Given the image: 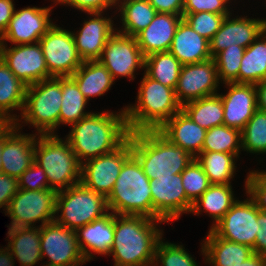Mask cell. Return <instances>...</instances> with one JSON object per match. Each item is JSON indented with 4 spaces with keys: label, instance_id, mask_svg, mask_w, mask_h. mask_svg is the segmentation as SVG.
<instances>
[{
    "label": "cell",
    "instance_id": "48",
    "mask_svg": "<svg viewBox=\"0 0 266 266\" xmlns=\"http://www.w3.org/2000/svg\"><path fill=\"white\" fill-rule=\"evenodd\" d=\"M18 191V179L4 173H0V209L6 212L11 198Z\"/></svg>",
    "mask_w": 266,
    "mask_h": 266
},
{
    "label": "cell",
    "instance_id": "39",
    "mask_svg": "<svg viewBox=\"0 0 266 266\" xmlns=\"http://www.w3.org/2000/svg\"><path fill=\"white\" fill-rule=\"evenodd\" d=\"M202 152L230 153L241 159V131L226 125L215 126L206 130Z\"/></svg>",
    "mask_w": 266,
    "mask_h": 266
},
{
    "label": "cell",
    "instance_id": "4",
    "mask_svg": "<svg viewBox=\"0 0 266 266\" xmlns=\"http://www.w3.org/2000/svg\"><path fill=\"white\" fill-rule=\"evenodd\" d=\"M132 154L149 179L172 177L181 173L195 158L172 144L158 130L131 133Z\"/></svg>",
    "mask_w": 266,
    "mask_h": 266
},
{
    "label": "cell",
    "instance_id": "40",
    "mask_svg": "<svg viewBox=\"0 0 266 266\" xmlns=\"http://www.w3.org/2000/svg\"><path fill=\"white\" fill-rule=\"evenodd\" d=\"M164 238L157 243L153 266H201L184 244L166 241Z\"/></svg>",
    "mask_w": 266,
    "mask_h": 266
},
{
    "label": "cell",
    "instance_id": "3",
    "mask_svg": "<svg viewBox=\"0 0 266 266\" xmlns=\"http://www.w3.org/2000/svg\"><path fill=\"white\" fill-rule=\"evenodd\" d=\"M134 104H125V115L130 133L159 130L182 110L175 90L162 85L142 73Z\"/></svg>",
    "mask_w": 266,
    "mask_h": 266
},
{
    "label": "cell",
    "instance_id": "5",
    "mask_svg": "<svg viewBox=\"0 0 266 266\" xmlns=\"http://www.w3.org/2000/svg\"><path fill=\"white\" fill-rule=\"evenodd\" d=\"M62 103V77H51L27 86L24 107L14 125L35 134H57Z\"/></svg>",
    "mask_w": 266,
    "mask_h": 266
},
{
    "label": "cell",
    "instance_id": "28",
    "mask_svg": "<svg viewBox=\"0 0 266 266\" xmlns=\"http://www.w3.org/2000/svg\"><path fill=\"white\" fill-rule=\"evenodd\" d=\"M7 228L5 246L10 250L14 260L20 264L19 266H38L37 264L43 266L40 227Z\"/></svg>",
    "mask_w": 266,
    "mask_h": 266
},
{
    "label": "cell",
    "instance_id": "17",
    "mask_svg": "<svg viewBox=\"0 0 266 266\" xmlns=\"http://www.w3.org/2000/svg\"><path fill=\"white\" fill-rule=\"evenodd\" d=\"M154 219L162 220L168 226L184 214L189 215L193 203L187 198L181 173L172 177L150 179Z\"/></svg>",
    "mask_w": 266,
    "mask_h": 266
},
{
    "label": "cell",
    "instance_id": "50",
    "mask_svg": "<svg viewBox=\"0 0 266 266\" xmlns=\"http://www.w3.org/2000/svg\"><path fill=\"white\" fill-rule=\"evenodd\" d=\"M157 13L183 16L184 0H149Z\"/></svg>",
    "mask_w": 266,
    "mask_h": 266
},
{
    "label": "cell",
    "instance_id": "1",
    "mask_svg": "<svg viewBox=\"0 0 266 266\" xmlns=\"http://www.w3.org/2000/svg\"><path fill=\"white\" fill-rule=\"evenodd\" d=\"M70 129L64 137L81 164L117 150L130 135L124 108L93 111Z\"/></svg>",
    "mask_w": 266,
    "mask_h": 266
},
{
    "label": "cell",
    "instance_id": "42",
    "mask_svg": "<svg viewBox=\"0 0 266 266\" xmlns=\"http://www.w3.org/2000/svg\"><path fill=\"white\" fill-rule=\"evenodd\" d=\"M182 184L187 198L194 203L211 185L202 166L194 159L182 172Z\"/></svg>",
    "mask_w": 266,
    "mask_h": 266
},
{
    "label": "cell",
    "instance_id": "12",
    "mask_svg": "<svg viewBox=\"0 0 266 266\" xmlns=\"http://www.w3.org/2000/svg\"><path fill=\"white\" fill-rule=\"evenodd\" d=\"M40 238L43 266H84L86 264L75 230L54 220L40 227Z\"/></svg>",
    "mask_w": 266,
    "mask_h": 266
},
{
    "label": "cell",
    "instance_id": "29",
    "mask_svg": "<svg viewBox=\"0 0 266 266\" xmlns=\"http://www.w3.org/2000/svg\"><path fill=\"white\" fill-rule=\"evenodd\" d=\"M233 184H211L209 188L193 203L190 214L192 216L207 215L212 222L211 230L225 215V213L239 199Z\"/></svg>",
    "mask_w": 266,
    "mask_h": 266
},
{
    "label": "cell",
    "instance_id": "38",
    "mask_svg": "<svg viewBox=\"0 0 266 266\" xmlns=\"http://www.w3.org/2000/svg\"><path fill=\"white\" fill-rule=\"evenodd\" d=\"M182 64L169 51L145 57L144 73L151 79L175 90Z\"/></svg>",
    "mask_w": 266,
    "mask_h": 266
},
{
    "label": "cell",
    "instance_id": "34",
    "mask_svg": "<svg viewBox=\"0 0 266 266\" xmlns=\"http://www.w3.org/2000/svg\"><path fill=\"white\" fill-rule=\"evenodd\" d=\"M89 102L80 91L76 81L71 76L62 77V103L59 115V129L61 126H71L87 117ZM88 109V111L86 110Z\"/></svg>",
    "mask_w": 266,
    "mask_h": 266
},
{
    "label": "cell",
    "instance_id": "45",
    "mask_svg": "<svg viewBox=\"0 0 266 266\" xmlns=\"http://www.w3.org/2000/svg\"><path fill=\"white\" fill-rule=\"evenodd\" d=\"M239 3L238 0H184L183 14L207 11L228 16L241 5Z\"/></svg>",
    "mask_w": 266,
    "mask_h": 266
},
{
    "label": "cell",
    "instance_id": "16",
    "mask_svg": "<svg viewBox=\"0 0 266 266\" xmlns=\"http://www.w3.org/2000/svg\"><path fill=\"white\" fill-rule=\"evenodd\" d=\"M84 14L86 19L82 18L84 21L81 22L80 27L72 31L75 46L83 62L99 60L107 41L116 32L117 24L114 22L116 13Z\"/></svg>",
    "mask_w": 266,
    "mask_h": 266
},
{
    "label": "cell",
    "instance_id": "18",
    "mask_svg": "<svg viewBox=\"0 0 266 266\" xmlns=\"http://www.w3.org/2000/svg\"><path fill=\"white\" fill-rule=\"evenodd\" d=\"M239 10L241 9L239 8L225 17L220 29L209 41L212 58L229 46L232 48L237 45L246 49L266 30L263 18L257 17L254 13L250 17L249 15L251 14L247 13V11H245L244 15V10L239 15Z\"/></svg>",
    "mask_w": 266,
    "mask_h": 266
},
{
    "label": "cell",
    "instance_id": "11",
    "mask_svg": "<svg viewBox=\"0 0 266 266\" xmlns=\"http://www.w3.org/2000/svg\"><path fill=\"white\" fill-rule=\"evenodd\" d=\"M99 61L115 81L127 78L129 83L141 74L139 71H144L145 66V56L138 46L136 37L118 31L107 41Z\"/></svg>",
    "mask_w": 266,
    "mask_h": 266
},
{
    "label": "cell",
    "instance_id": "43",
    "mask_svg": "<svg viewBox=\"0 0 266 266\" xmlns=\"http://www.w3.org/2000/svg\"><path fill=\"white\" fill-rule=\"evenodd\" d=\"M225 17V15L207 11L183 14V19L192 27V29L209 41L220 29Z\"/></svg>",
    "mask_w": 266,
    "mask_h": 266
},
{
    "label": "cell",
    "instance_id": "10",
    "mask_svg": "<svg viewBox=\"0 0 266 266\" xmlns=\"http://www.w3.org/2000/svg\"><path fill=\"white\" fill-rule=\"evenodd\" d=\"M62 26L55 22L39 41L52 77L71 76L83 63L75 46L72 29Z\"/></svg>",
    "mask_w": 266,
    "mask_h": 266
},
{
    "label": "cell",
    "instance_id": "47",
    "mask_svg": "<svg viewBox=\"0 0 266 266\" xmlns=\"http://www.w3.org/2000/svg\"><path fill=\"white\" fill-rule=\"evenodd\" d=\"M18 189L34 191L50 189L44 169L34 161L18 178Z\"/></svg>",
    "mask_w": 266,
    "mask_h": 266
},
{
    "label": "cell",
    "instance_id": "46",
    "mask_svg": "<svg viewBox=\"0 0 266 266\" xmlns=\"http://www.w3.org/2000/svg\"><path fill=\"white\" fill-rule=\"evenodd\" d=\"M56 5L81 13L116 12L118 0H55ZM114 10V11H113Z\"/></svg>",
    "mask_w": 266,
    "mask_h": 266
},
{
    "label": "cell",
    "instance_id": "20",
    "mask_svg": "<svg viewBox=\"0 0 266 266\" xmlns=\"http://www.w3.org/2000/svg\"><path fill=\"white\" fill-rule=\"evenodd\" d=\"M221 83L213 58L194 64L182 65L175 88L178 102L184 104L218 94Z\"/></svg>",
    "mask_w": 266,
    "mask_h": 266
},
{
    "label": "cell",
    "instance_id": "44",
    "mask_svg": "<svg viewBox=\"0 0 266 266\" xmlns=\"http://www.w3.org/2000/svg\"><path fill=\"white\" fill-rule=\"evenodd\" d=\"M257 168L247 170L243 189L253 199L256 206L266 212V168L265 170Z\"/></svg>",
    "mask_w": 266,
    "mask_h": 266
},
{
    "label": "cell",
    "instance_id": "30",
    "mask_svg": "<svg viewBox=\"0 0 266 266\" xmlns=\"http://www.w3.org/2000/svg\"><path fill=\"white\" fill-rule=\"evenodd\" d=\"M115 13L116 31L132 37L147 28L157 14L149 0H118Z\"/></svg>",
    "mask_w": 266,
    "mask_h": 266
},
{
    "label": "cell",
    "instance_id": "57",
    "mask_svg": "<svg viewBox=\"0 0 266 266\" xmlns=\"http://www.w3.org/2000/svg\"><path fill=\"white\" fill-rule=\"evenodd\" d=\"M263 2H264V4H265L263 7L266 8V0H264ZM262 18H263V21H264V24H265V28H266V17L264 16V17H262ZM264 18H265V19H264Z\"/></svg>",
    "mask_w": 266,
    "mask_h": 266
},
{
    "label": "cell",
    "instance_id": "35",
    "mask_svg": "<svg viewBox=\"0 0 266 266\" xmlns=\"http://www.w3.org/2000/svg\"><path fill=\"white\" fill-rule=\"evenodd\" d=\"M266 80V30L246 49L239 68L238 83Z\"/></svg>",
    "mask_w": 266,
    "mask_h": 266
},
{
    "label": "cell",
    "instance_id": "6",
    "mask_svg": "<svg viewBox=\"0 0 266 266\" xmlns=\"http://www.w3.org/2000/svg\"><path fill=\"white\" fill-rule=\"evenodd\" d=\"M150 179L132 154L123 164L107 197L109 212L116 215H141L154 219Z\"/></svg>",
    "mask_w": 266,
    "mask_h": 266
},
{
    "label": "cell",
    "instance_id": "24",
    "mask_svg": "<svg viewBox=\"0 0 266 266\" xmlns=\"http://www.w3.org/2000/svg\"><path fill=\"white\" fill-rule=\"evenodd\" d=\"M200 243V256L205 266H238L254 252L250 246L218 237L208 229Z\"/></svg>",
    "mask_w": 266,
    "mask_h": 266
},
{
    "label": "cell",
    "instance_id": "55",
    "mask_svg": "<svg viewBox=\"0 0 266 266\" xmlns=\"http://www.w3.org/2000/svg\"><path fill=\"white\" fill-rule=\"evenodd\" d=\"M14 123L6 116L0 114V137L3 136Z\"/></svg>",
    "mask_w": 266,
    "mask_h": 266
},
{
    "label": "cell",
    "instance_id": "32",
    "mask_svg": "<svg viewBox=\"0 0 266 266\" xmlns=\"http://www.w3.org/2000/svg\"><path fill=\"white\" fill-rule=\"evenodd\" d=\"M26 88L0 58V114L13 123L22 113Z\"/></svg>",
    "mask_w": 266,
    "mask_h": 266
},
{
    "label": "cell",
    "instance_id": "31",
    "mask_svg": "<svg viewBox=\"0 0 266 266\" xmlns=\"http://www.w3.org/2000/svg\"><path fill=\"white\" fill-rule=\"evenodd\" d=\"M71 77L89 103L106 95L117 82L99 60L84 61Z\"/></svg>",
    "mask_w": 266,
    "mask_h": 266
},
{
    "label": "cell",
    "instance_id": "22",
    "mask_svg": "<svg viewBox=\"0 0 266 266\" xmlns=\"http://www.w3.org/2000/svg\"><path fill=\"white\" fill-rule=\"evenodd\" d=\"M24 133L14 124L4 134L2 173L19 178L34 162L38 134Z\"/></svg>",
    "mask_w": 266,
    "mask_h": 266
},
{
    "label": "cell",
    "instance_id": "36",
    "mask_svg": "<svg viewBox=\"0 0 266 266\" xmlns=\"http://www.w3.org/2000/svg\"><path fill=\"white\" fill-rule=\"evenodd\" d=\"M242 152L249 157L258 159L260 165L265 168L266 158V112L256 110L253 116L241 131ZM260 155V156H258ZM265 156V157H262Z\"/></svg>",
    "mask_w": 266,
    "mask_h": 266
},
{
    "label": "cell",
    "instance_id": "13",
    "mask_svg": "<svg viewBox=\"0 0 266 266\" xmlns=\"http://www.w3.org/2000/svg\"><path fill=\"white\" fill-rule=\"evenodd\" d=\"M50 6H26L15 9L7 30L0 37V45H19L38 43L41 37L56 22L52 20L53 9L58 7L55 0ZM56 6V7H55Z\"/></svg>",
    "mask_w": 266,
    "mask_h": 266
},
{
    "label": "cell",
    "instance_id": "51",
    "mask_svg": "<svg viewBox=\"0 0 266 266\" xmlns=\"http://www.w3.org/2000/svg\"><path fill=\"white\" fill-rule=\"evenodd\" d=\"M15 6L14 0H0V37L8 28L15 13Z\"/></svg>",
    "mask_w": 266,
    "mask_h": 266
},
{
    "label": "cell",
    "instance_id": "54",
    "mask_svg": "<svg viewBox=\"0 0 266 266\" xmlns=\"http://www.w3.org/2000/svg\"><path fill=\"white\" fill-rule=\"evenodd\" d=\"M238 266H266V257L254 253Z\"/></svg>",
    "mask_w": 266,
    "mask_h": 266
},
{
    "label": "cell",
    "instance_id": "21",
    "mask_svg": "<svg viewBox=\"0 0 266 266\" xmlns=\"http://www.w3.org/2000/svg\"><path fill=\"white\" fill-rule=\"evenodd\" d=\"M221 86L226 88L224 93L218 92L224 108L223 125L242 131L258 109L255 84L224 83Z\"/></svg>",
    "mask_w": 266,
    "mask_h": 266
},
{
    "label": "cell",
    "instance_id": "49",
    "mask_svg": "<svg viewBox=\"0 0 266 266\" xmlns=\"http://www.w3.org/2000/svg\"><path fill=\"white\" fill-rule=\"evenodd\" d=\"M257 223L261 226L257 232L253 252L266 257V212L257 207Z\"/></svg>",
    "mask_w": 266,
    "mask_h": 266
},
{
    "label": "cell",
    "instance_id": "8",
    "mask_svg": "<svg viewBox=\"0 0 266 266\" xmlns=\"http://www.w3.org/2000/svg\"><path fill=\"white\" fill-rule=\"evenodd\" d=\"M108 213L107 198L81 182L57 193L55 221L69 229L76 231Z\"/></svg>",
    "mask_w": 266,
    "mask_h": 266
},
{
    "label": "cell",
    "instance_id": "26",
    "mask_svg": "<svg viewBox=\"0 0 266 266\" xmlns=\"http://www.w3.org/2000/svg\"><path fill=\"white\" fill-rule=\"evenodd\" d=\"M158 131L194 158L202 152L206 129L195 123L183 110L176 113Z\"/></svg>",
    "mask_w": 266,
    "mask_h": 266
},
{
    "label": "cell",
    "instance_id": "27",
    "mask_svg": "<svg viewBox=\"0 0 266 266\" xmlns=\"http://www.w3.org/2000/svg\"><path fill=\"white\" fill-rule=\"evenodd\" d=\"M182 65L207 61L212 58L210 42L182 19L178 24L169 49Z\"/></svg>",
    "mask_w": 266,
    "mask_h": 266
},
{
    "label": "cell",
    "instance_id": "53",
    "mask_svg": "<svg viewBox=\"0 0 266 266\" xmlns=\"http://www.w3.org/2000/svg\"><path fill=\"white\" fill-rule=\"evenodd\" d=\"M17 263L6 246H0V266H15Z\"/></svg>",
    "mask_w": 266,
    "mask_h": 266
},
{
    "label": "cell",
    "instance_id": "23",
    "mask_svg": "<svg viewBox=\"0 0 266 266\" xmlns=\"http://www.w3.org/2000/svg\"><path fill=\"white\" fill-rule=\"evenodd\" d=\"M114 215L109 212L76 230L79 248L87 262L98 259L96 255H109L114 241Z\"/></svg>",
    "mask_w": 266,
    "mask_h": 266
},
{
    "label": "cell",
    "instance_id": "14",
    "mask_svg": "<svg viewBox=\"0 0 266 266\" xmlns=\"http://www.w3.org/2000/svg\"><path fill=\"white\" fill-rule=\"evenodd\" d=\"M131 155L130 133L128 140L117 150L82 163L80 182L107 198L116 183L124 162Z\"/></svg>",
    "mask_w": 266,
    "mask_h": 266
},
{
    "label": "cell",
    "instance_id": "25",
    "mask_svg": "<svg viewBox=\"0 0 266 266\" xmlns=\"http://www.w3.org/2000/svg\"><path fill=\"white\" fill-rule=\"evenodd\" d=\"M182 19L180 15L157 13L147 28L135 36L143 55L168 52Z\"/></svg>",
    "mask_w": 266,
    "mask_h": 266
},
{
    "label": "cell",
    "instance_id": "37",
    "mask_svg": "<svg viewBox=\"0 0 266 266\" xmlns=\"http://www.w3.org/2000/svg\"><path fill=\"white\" fill-rule=\"evenodd\" d=\"M182 110L206 130L224 123V108L219 94L190 101L182 106Z\"/></svg>",
    "mask_w": 266,
    "mask_h": 266
},
{
    "label": "cell",
    "instance_id": "56",
    "mask_svg": "<svg viewBox=\"0 0 266 266\" xmlns=\"http://www.w3.org/2000/svg\"><path fill=\"white\" fill-rule=\"evenodd\" d=\"M3 144H4V135L0 137V173H2L1 153L3 150Z\"/></svg>",
    "mask_w": 266,
    "mask_h": 266
},
{
    "label": "cell",
    "instance_id": "19",
    "mask_svg": "<svg viewBox=\"0 0 266 266\" xmlns=\"http://www.w3.org/2000/svg\"><path fill=\"white\" fill-rule=\"evenodd\" d=\"M0 58L26 86L51 78L42 48L38 43L0 45Z\"/></svg>",
    "mask_w": 266,
    "mask_h": 266
},
{
    "label": "cell",
    "instance_id": "52",
    "mask_svg": "<svg viewBox=\"0 0 266 266\" xmlns=\"http://www.w3.org/2000/svg\"><path fill=\"white\" fill-rule=\"evenodd\" d=\"M255 87L257 91V108L266 112V80L255 84Z\"/></svg>",
    "mask_w": 266,
    "mask_h": 266
},
{
    "label": "cell",
    "instance_id": "33",
    "mask_svg": "<svg viewBox=\"0 0 266 266\" xmlns=\"http://www.w3.org/2000/svg\"><path fill=\"white\" fill-rule=\"evenodd\" d=\"M207 175L210 184H234L242 161L235 154L224 152H201L196 158Z\"/></svg>",
    "mask_w": 266,
    "mask_h": 266
},
{
    "label": "cell",
    "instance_id": "7",
    "mask_svg": "<svg viewBox=\"0 0 266 266\" xmlns=\"http://www.w3.org/2000/svg\"><path fill=\"white\" fill-rule=\"evenodd\" d=\"M58 134L37 135L34 156V161L45 171L49 188L57 192L81 180V163L68 140Z\"/></svg>",
    "mask_w": 266,
    "mask_h": 266
},
{
    "label": "cell",
    "instance_id": "15",
    "mask_svg": "<svg viewBox=\"0 0 266 266\" xmlns=\"http://www.w3.org/2000/svg\"><path fill=\"white\" fill-rule=\"evenodd\" d=\"M244 193L246 198H239L211 230L220 238L253 248L261 226L257 223L255 202Z\"/></svg>",
    "mask_w": 266,
    "mask_h": 266
},
{
    "label": "cell",
    "instance_id": "2",
    "mask_svg": "<svg viewBox=\"0 0 266 266\" xmlns=\"http://www.w3.org/2000/svg\"><path fill=\"white\" fill-rule=\"evenodd\" d=\"M165 224L141 215H114V241L108 256L113 266H153Z\"/></svg>",
    "mask_w": 266,
    "mask_h": 266
},
{
    "label": "cell",
    "instance_id": "9",
    "mask_svg": "<svg viewBox=\"0 0 266 266\" xmlns=\"http://www.w3.org/2000/svg\"><path fill=\"white\" fill-rule=\"evenodd\" d=\"M57 193L53 189H18L5 212L11 220L7 227H42L54 221Z\"/></svg>",
    "mask_w": 266,
    "mask_h": 266
},
{
    "label": "cell",
    "instance_id": "41",
    "mask_svg": "<svg viewBox=\"0 0 266 266\" xmlns=\"http://www.w3.org/2000/svg\"><path fill=\"white\" fill-rule=\"evenodd\" d=\"M244 52V47L236 45L230 48L229 46L213 57L221 84L238 83L239 68Z\"/></svg>",
    "mask_w": 266,
    "mask_h": 266
}]
</instances>
